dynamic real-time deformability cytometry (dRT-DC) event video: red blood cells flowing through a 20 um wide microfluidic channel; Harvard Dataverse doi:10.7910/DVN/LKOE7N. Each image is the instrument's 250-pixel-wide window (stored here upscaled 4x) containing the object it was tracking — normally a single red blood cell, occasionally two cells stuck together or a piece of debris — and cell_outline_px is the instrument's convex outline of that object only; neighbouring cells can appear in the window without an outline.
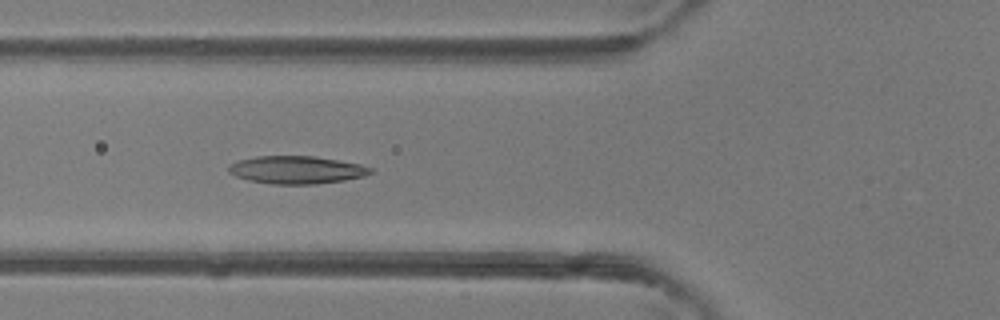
{"species": "common noctule bat (a hibernating species)", "species_latin": "Nyctalus noctula", "temperature_condition": "room temperature", "stored_images_in_passage": 47, "camera_frame_rate_fps": 3000, "um_per_image_px": 0.085, "animal": {"sex": "female"}, "frame": {"image": 1, "passage_image": 17, "time_ms": 5.333, "image_size_px": [1000, 320], "cell_outline_px": [[372, 172], [364, 176], [344, 180], [316, 184], [272, 184], [248, 180], [236, 176], [228, 172], [228, 164], [240, 160], [256, 156], [312, 156], [360, 164], [372, 168]], "centroid_in_image_um": [25.17, 14.44], "position_along_channel_um": 100.6, "area_um2": 22.83}}
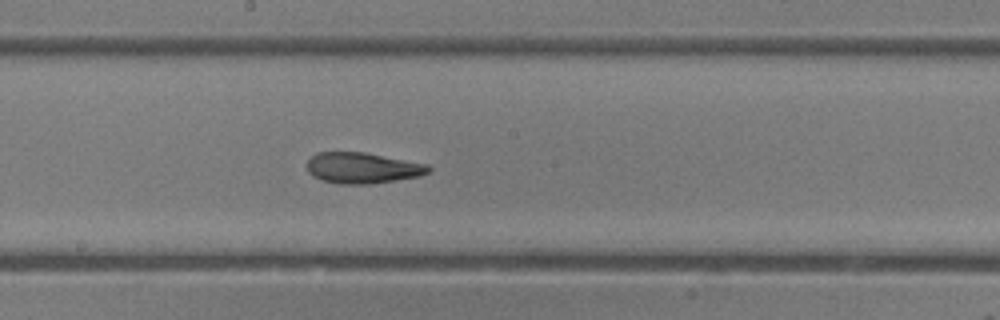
{"frame": {"image": 2, "passage_image": 25, "time_ms": 8.0, "image_size_px": [1000, 320], "cell_outline_px": [[432, 168], [428, 172], [420, 176], [396, 180], [368, 184], [340, 184], [324, 180], [312, 176], [308, 172], [308, 160], [316, 152], [364, 152], [428, 164]], "centroid_in_image_um": [30.82, 14.27], "position_along_channel_um": 217.4, "area_um2": 21.79}}
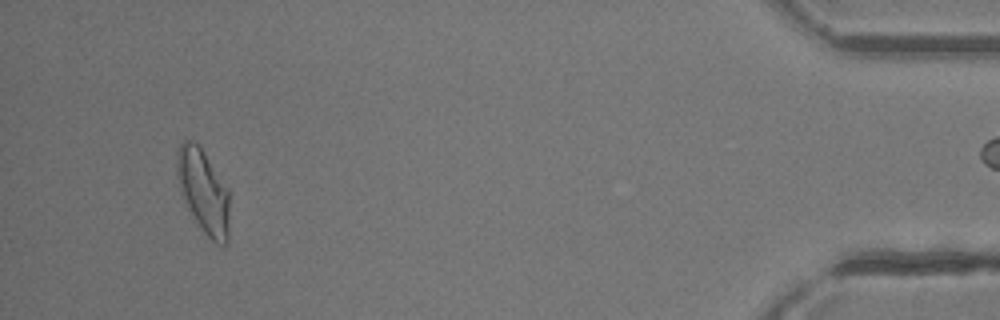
{"frame": {"image": 3, "passage_image": 44, "time_ms": 14.333, "image_size_px": [1000, 320], "cell_outline_px": [[228, 244], [216, 244], [204, 232], [188, 208], [184, 200], [180, 188], [176, 172], [176, 152], [180, 144], [184, 140], [192, 140], [200, 148], [228, 188]], "centroid_in_image_um": [17.27, 16.26], "position_along_channel_um": 417.9, "area_um2": 25.14}, "authors_computed_cell_mechanics": {"area_um2": 23.2356, "velocity_mm_per_s": 4.352, "shape_relaxation_time_tau1_ms": 7.5167, "shape_relaxation_time_tau2_ms": 2.297, "deformation_change_tau1": 0.2108, "deformation_change_tau2": 0.0925}}